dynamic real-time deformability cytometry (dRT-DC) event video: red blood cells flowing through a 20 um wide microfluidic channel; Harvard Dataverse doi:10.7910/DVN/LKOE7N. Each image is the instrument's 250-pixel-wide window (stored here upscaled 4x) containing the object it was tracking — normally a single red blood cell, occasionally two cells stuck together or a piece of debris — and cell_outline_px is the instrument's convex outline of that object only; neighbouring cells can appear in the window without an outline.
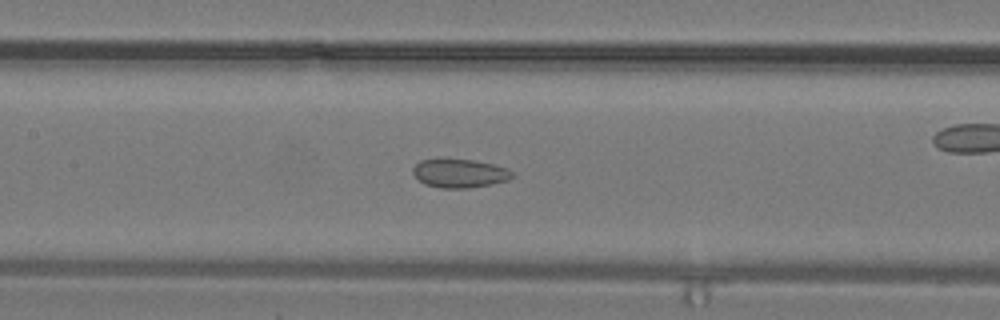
{"species": "common noctule bat (a hibernating species)", "species_latin": "Nyctalus noctula", "temperature_condition": "warm", "stored_images_in_passage": 33, "camera_frame_rate_fps": 3000, "um_per_image_px": 0.085, "animal": {"sex": "male", "body_mass_g": 19.2, "forearm_length_mm": 51.8}, "frame": {"image": 1, "passage_image": 15, "time_ms": 4.667, "image_size_px": [1000, 320], "cell_outline_px": [[516, 176], [508, 180], [492, 184], [468, 188], [440, 188], [424, 184], [412, 172], [412, 168], [420, 160], [472, 160], [492, 164], [508, 168]], "centroid_in_image_um": [39.1, 14.75], "position_along_channel_um": 168.3, "area_um2": 16.42}}
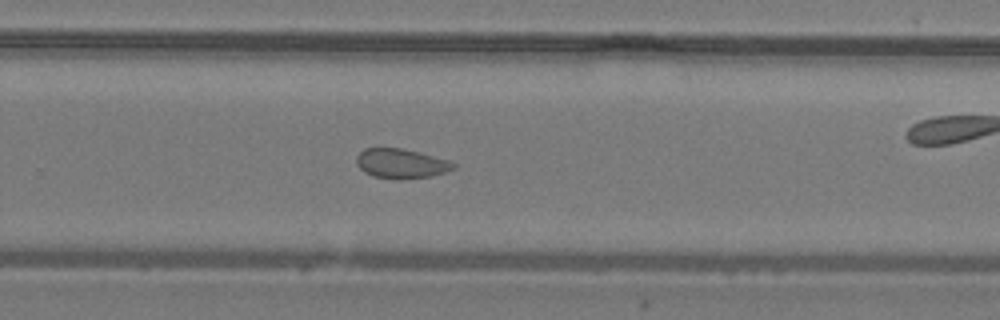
{"frame": {"image": 2, "passage_image": 21, "time_ms": 6.667, "image_size_px": [1000, 320], "cell_outline_px": [[456, 168], [432, 176], [400, 180], [392, 180], [372, 176], [364, 172], [356, 164], [356, 156], [364, 148], [400, 148], [420, 152], [448, 160], [456, 164]], "centroid_in_image_um": [34.08, 13.91], "position_along_channel_um": 295.7, "area_um2": 16.99}}
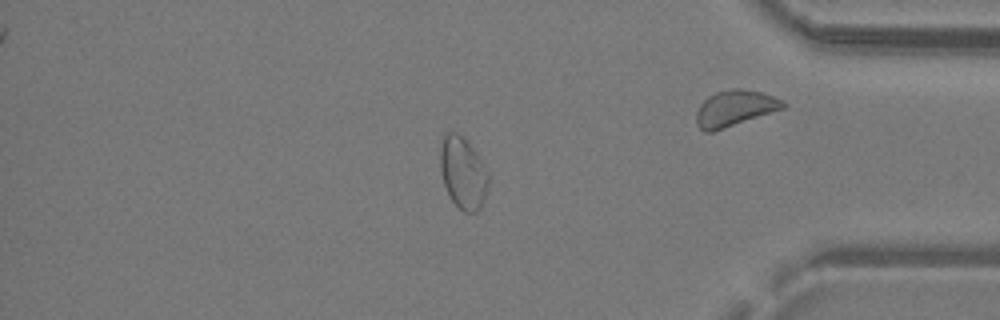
{"frame": {"image": 3, "passage_image": 27, "time_ms": 8.667, "image_size_px": [1000, 320], "cell_outline_px": [[488, 188], [484, 200], [480, 208], [476, 212], [464, 212], [452, 200], [444, 184], [440, 172], [440, 148], [444, 132], [456, 132], [464, 136], [476, 152], [488, 172]], "centroid_in_image_um": [39.35, 14.66], "position_along_channel_um": 395.9, "area_um2": 20.29}}